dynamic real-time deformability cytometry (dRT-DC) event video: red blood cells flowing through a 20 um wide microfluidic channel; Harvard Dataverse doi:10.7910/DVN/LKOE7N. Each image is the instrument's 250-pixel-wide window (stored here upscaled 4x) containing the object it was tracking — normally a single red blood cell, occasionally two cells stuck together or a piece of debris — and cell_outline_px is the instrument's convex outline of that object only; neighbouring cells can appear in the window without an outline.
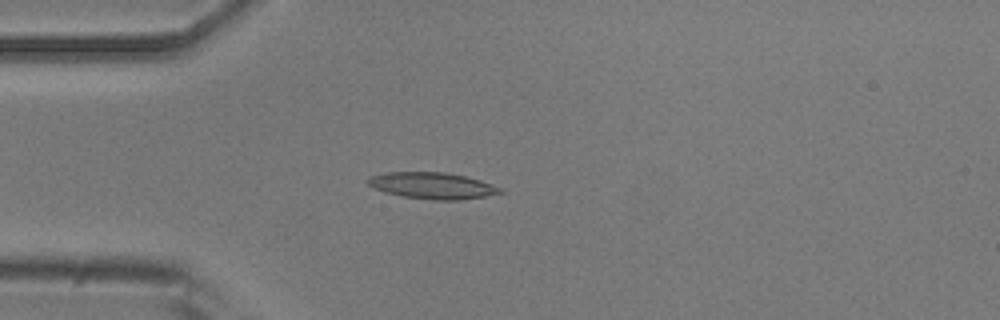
{"species": "common noctule bat (a hibernating species)", "species_latin": "Nyctalus noctula", "temperature_condition": "room temperature", "stored_images_in_passage": 52, "camera_frame_rate_fps": 3000, "um_per_image_px": 0.085, "animal": {"sex": "male", "body_mass_g": 20.5, "forearm_length_mm": 52.5}, "frame": {"image": 1, "passage_image": 13, "time_ms": 4.0, "image_size_px": [1000, 320], "cell_outline_px": [[504, 192], [484, 196], [460, 200], [432, 200], [404, 196], [384, 192], [368, 184], [364, 180], [368, 176], [388, 172], [444, 172], [464, 176], [480, 180], [504, 188]], "centroid_in_image_um": [36.75, 15.77], "position_along_channel_um": 48.3, "area_um2": 20.4}}
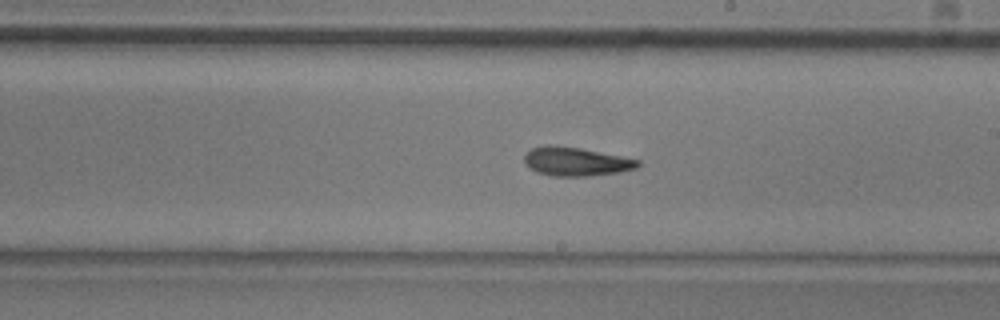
{"frame": {"image": 2, "passage_image": 29, "time_ms": 9.333, "image_size_px": [1000, 320], "cell_outline_px": [[640, 164], [636, 168], [620, 172], [592, 176], [552, 176], [536, 172], [528, 168], [524, 164], [524, 156], [532, 148], [544, 144], [548, 144], [580, 148], [640, 160]], "centroid_in_image_um": [48.91, 13.74], "position_along_channel_um": 240.1, "area_um2": 19.13}}
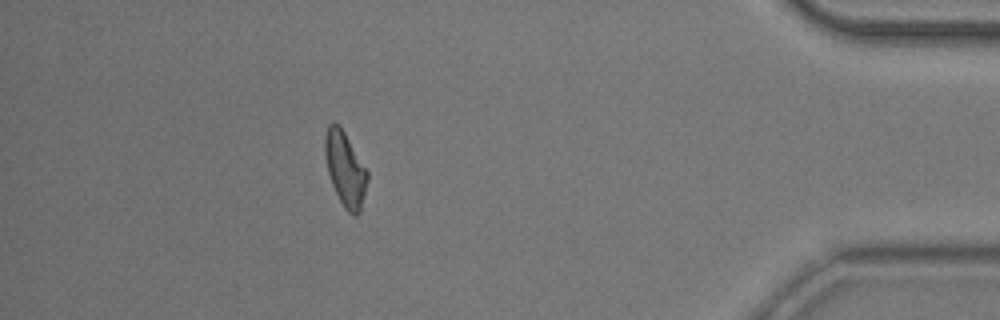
{"frame": {"image": 3, "passage_image": 46, "time_ms": 15.0, "image_size_px": [1000, 320], "cell_outline_px": [[368, 180], [360, 212], [356, 216], [352, 216], [344, 208], [332, 184], [328, 172], [324, 152], [324, 136], [328, 124], [340, 124], [368, 172]], "centroid_in_image_um": [29.34, 14.37], "position_along_channel_um": 405.9, "area_um2": 18.38}, "authors_computed_cell_mechanics": {"area_um2": 18.8717, "velocity_mm_per_s": 3.808, "shape_relaxation_time_tau1_ms": 7.8149, "shape_relaxation_time_tau2_ms": 7.741, "deformation_change_tau1": 0.1962, "deformation_change_tau2": 0.1933}}